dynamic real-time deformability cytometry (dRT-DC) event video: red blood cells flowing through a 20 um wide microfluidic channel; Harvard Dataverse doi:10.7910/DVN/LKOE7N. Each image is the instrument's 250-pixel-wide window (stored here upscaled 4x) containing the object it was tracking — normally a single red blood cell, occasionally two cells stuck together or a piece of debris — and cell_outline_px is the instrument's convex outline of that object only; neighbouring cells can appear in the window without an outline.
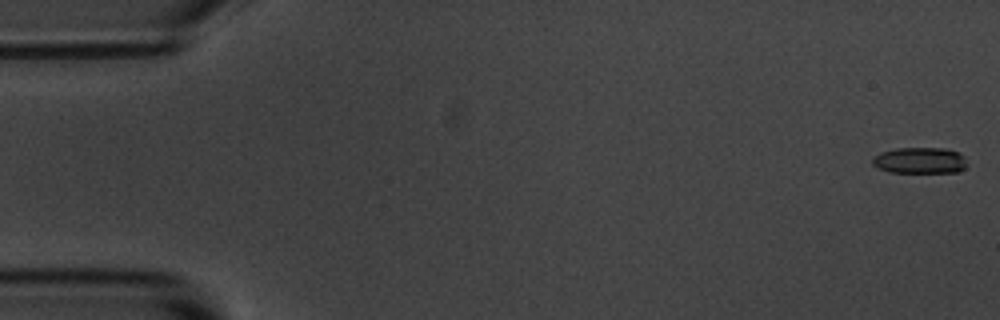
{"species": "common noctule bat (a hibernating species)", "species_latin": "Nyctalus noctula", "temperature_condition": "room temperature", "stored_images_in_passage": 5, "camera_frame_rate_fps": 3000, "um_per_image_px": 0.085, "animal": {"sex": "male", "body_mass_g": 20.1, "forearm_length_mm": 53.5}, "frame": {"image": 1, "passage_image": 1, "time_ms": 0.0, "image_size_px": [1000, 320], "cell_outline_px": [[968, 164], [964, 168], [956, 172], [888, 172], [872, 164], [872, 156], [880, 152], [896, 148], [944, 148], [960, 152], [964, 156]], "centroid_in_image_um": [78.19, 13.63], "position_along_channel_um": 6.8, "area_um2": 14.57}}
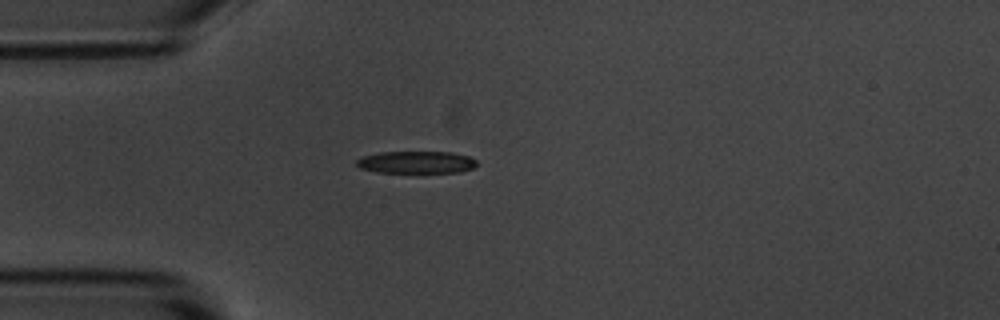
{"frame": {"image": 2, "passage_image": 5, "time_ms": 4.667, "image_size_px": [1000, 320], "cell_outline_px": [[476, 164], [472, 168], [460, 172], [376, 172], [360, 168], [356, 164], [356, 160], [360, 156], [380, 152], [452, 152], [468, 156], [476, 160]], "centroid_in_image_um": [35.34, 13.78], "position_along_channel_um": 49.7, "area_um2": 15.55}}